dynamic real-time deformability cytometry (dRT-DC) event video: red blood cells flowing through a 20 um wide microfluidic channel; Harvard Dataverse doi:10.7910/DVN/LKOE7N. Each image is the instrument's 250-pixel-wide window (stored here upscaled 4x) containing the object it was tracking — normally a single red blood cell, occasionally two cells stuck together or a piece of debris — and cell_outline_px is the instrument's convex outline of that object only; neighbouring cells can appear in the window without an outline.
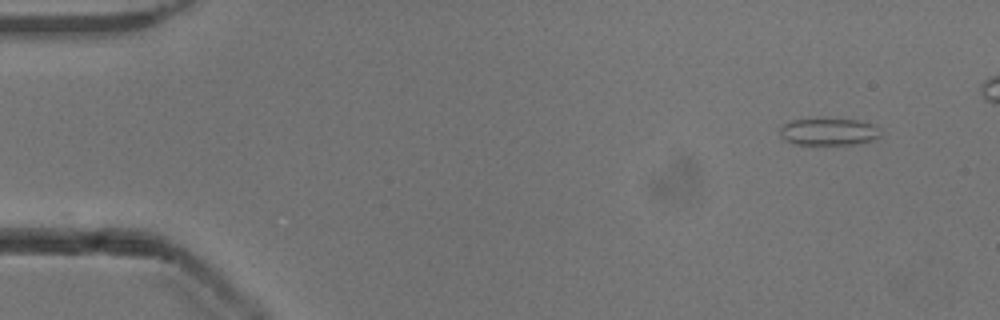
{"species": "common noctule bat (a hibernating species)", "species_latin": "Nyctalus noctula", "temperature_condition": "cold", "stored_images_in_passage": 45, "camera_frame_rate_fps": 3000, "um_per_image_px": 0.085, "animal": {"sex": "male", "body_mass_g": 13.3}, "frame": {"image": 1, "passage_image": 1, "time_ms": 0.0, "image_size_px": [1000, 320], "cell_outline_px": [[880, 136], [872, 140], [852, 144], [796, 144], [784, 140], [780, 136], [780, 128], [784, 124], [792, 120], [856, 120], [872, 124], [876, 128]], "centroid_in_image_um": [70.38, 11.22], "position_along_channel_um": 14.6, "area_um2": 15.32}}
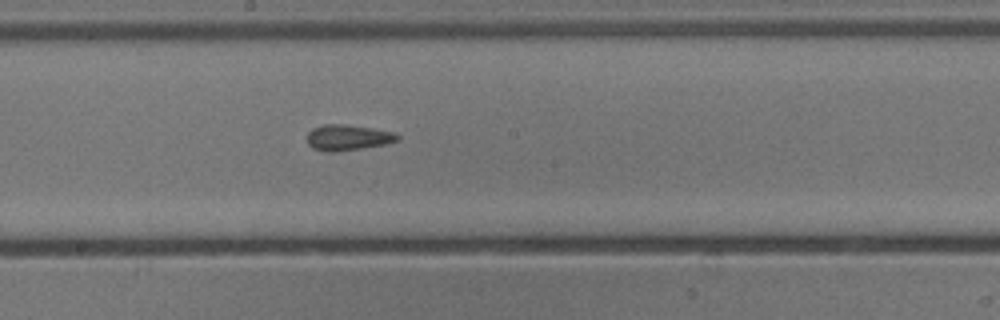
{"frame": {"image": 2, "passage_image": 25, "time_ms": 8.0, "image_size_px": [1000, 320], "cell_outline_px": [[400, 140], [388, 144], [336, 152], [324, 152], [312, 148], [308, 144], [308, 132], [312, 128], [324, 124], [344, 124], [372, 128], [396, 132], [400, 136]], "centroid_in_image_um": [29.6, 11.69], "position_along_channel_um": 218.6, "area_um2": 13.81}}
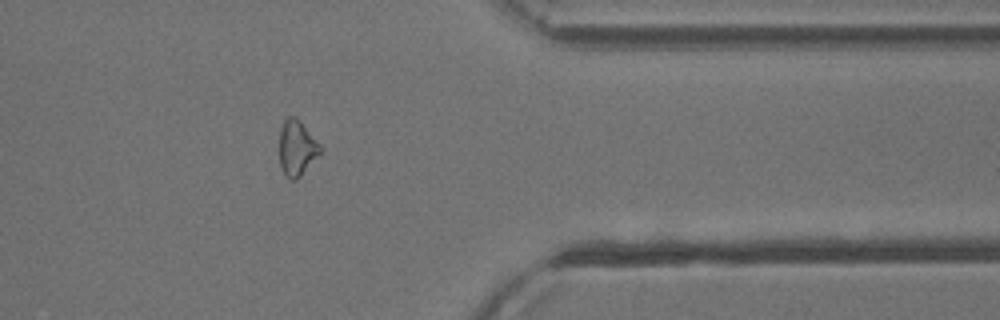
{"frame": {"image": 3, "passage_image": 39, "time_ms": 12.667, "image_size_px": [1000, 320], "cell_outline_px": [[324, 148], [300, 176], [296, 180], [292, 180], [284, 172], [280, 164], [280, 128], [284, 120], [288, 116], [296, 116], [300, 120]], "centroid_in_image_um": [25.25, 12.53], "position_along_channel_um": 386.2, "area_um2": 13.12}, "authors_computed_cell_mechanics": {"area_um2": 13.1206, "velocity_mm_per_s": 3.9384, "shape_relaxation_time_tau1_ms": null, "shape_relaxation_time_tau2_ms": 2.6003, "deformation_change_tau1": null, "deformation_change_tau2": 0.117}}